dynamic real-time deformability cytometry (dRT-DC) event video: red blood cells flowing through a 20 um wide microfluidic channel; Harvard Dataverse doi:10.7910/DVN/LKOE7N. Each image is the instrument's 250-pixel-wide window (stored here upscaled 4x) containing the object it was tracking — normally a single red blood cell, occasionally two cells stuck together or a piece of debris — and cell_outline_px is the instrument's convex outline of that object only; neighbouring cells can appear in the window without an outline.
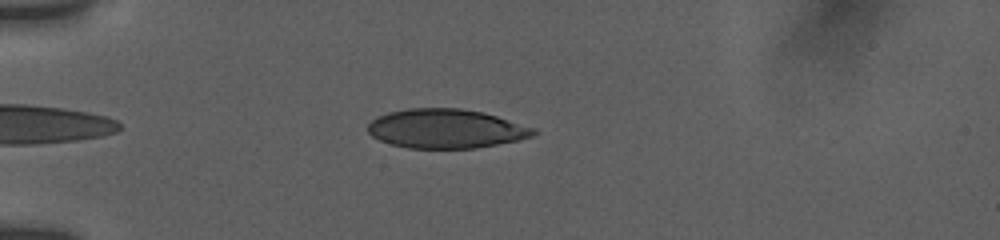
{"species": "human", "species_latin": "Homo sapiens", "temperature_condition": "room temperature", "stored_images_in_passage": 20, "camera_frame_rate_fps": 3000, "um_per_image_px": 0.085, "donor": {"sex": "female"}, "frame": {"image": 1, "passage_image": 12, "time_ms": 1.667, "image_size_px": [1000, 240], "cell_outline_px": [[536, 132], [532, 136], [516, 140], [496, 144], [472, 148], [408, 148], [392, 144], [380, 140], [372, 136], [368, 132], [368, 124], [376, 116], [388, 112], [408, 108], [460, 108], [484, 112], [536, 128]], "centroid_in_image_um": [37.88, 10.92], "position_along_channel_um": 47.1, "area_um2": 37.69}}